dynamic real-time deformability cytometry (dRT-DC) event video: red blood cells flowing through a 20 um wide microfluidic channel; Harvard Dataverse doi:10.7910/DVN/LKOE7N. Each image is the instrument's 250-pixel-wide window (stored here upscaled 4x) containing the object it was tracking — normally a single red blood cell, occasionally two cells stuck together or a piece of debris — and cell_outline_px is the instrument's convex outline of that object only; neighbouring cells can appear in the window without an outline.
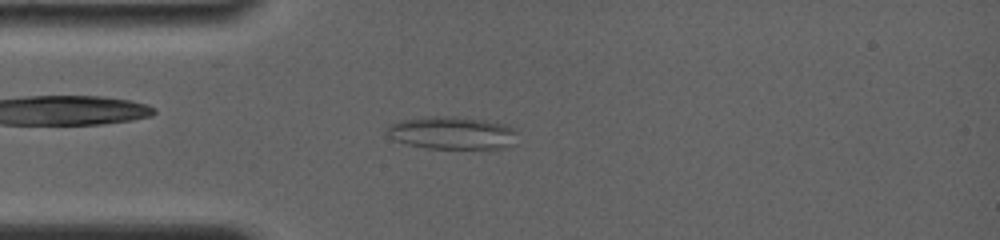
{"species": "common noctule bat (a hibernating species)", "species_latin": "Nyctalus noctula", "temperature_condition": "room temperature", "stored_images_in_passage": 41, "camera_frame_rate_fps": 4000, "um_per_image_px": 0.085, "animal": {"sex": "female", "body_mass_g": 19.0, "forearm_length_mm": 56.7}, "frame": {"image": 1, "passage_image": 11, "time_ms": 3.75, "image_size_px": [1000, 240], "cell_outline_px": [[516, 144], [504, 148], [428, 148], [408, 144], [396, 140], [384, 132], [392, 124], [400, 120], [424, 116], [456, 116], [484, 120], [504, 124], [512, 128], [516, 132]], "centroid_in_image_um": [38.44, 11.29], "position_along_channel_um": 46.6, "area_um2": 24.85}}
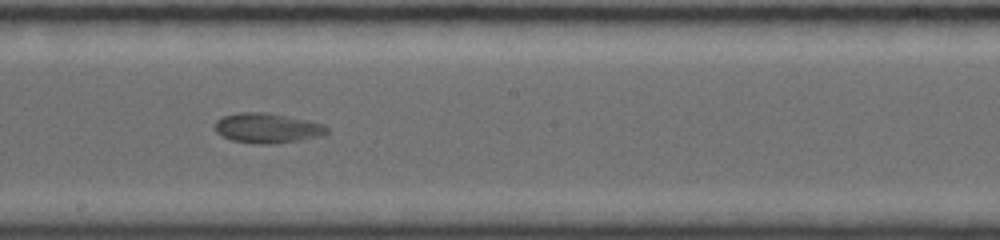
{"frame": {"image": 2, "passage_image": 23, "time_ms": 8.75, "image_size_px": [1000, 240], "cell_outline_px": [[328, 132], [320, 136], [300, 140], [272, 144], [260, 144], [232, 140], [220, 136], [216, 132], [216, 120], [224, 116], [240, 112], [264, 112], [308, 120], [324, 124], [328, 128]], "centroid_in_image_um": [22.72, 10.89], "position_along_channel_um": 225.5, "area_um2": 19.42}}
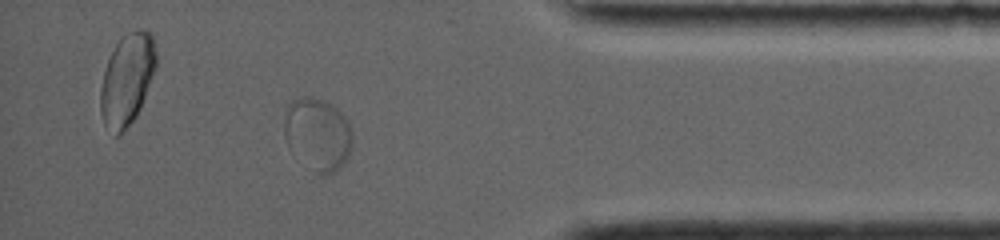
{"frame": {"image": 3, "passage_image": 36, "time_ms": 14.0, "image_size_px": [1000, 240], "cell_outline_px": [[352, 148], [344, 164], [340, 168], [332, 172], [320, 176], [288, 148], [284, 136], [284, 120], [288, 104], [292, 100], [304, 96], [312, 96], [324, 100], [332, 104], [348, 120], [352, 132]], "centroid_in_image_um": [27.01, 11.39], "position_along_channel_um": 408.2, "area_um2": 29.07}}